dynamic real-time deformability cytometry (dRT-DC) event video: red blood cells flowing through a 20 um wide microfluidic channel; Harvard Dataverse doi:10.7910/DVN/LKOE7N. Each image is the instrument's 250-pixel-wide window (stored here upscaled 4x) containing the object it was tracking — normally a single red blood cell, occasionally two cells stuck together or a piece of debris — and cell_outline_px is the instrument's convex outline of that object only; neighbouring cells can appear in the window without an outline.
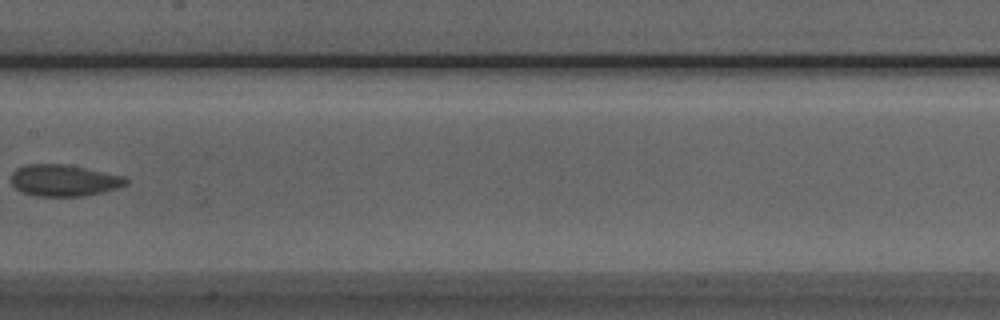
{"species": "Egyptian fruit bat (a non-hibernating species)", "species_latin": "Rousettus aegyptiacus", "temperature_condition": "room temperature", "stored_images_in_passage": 8, "camera_frame_rate_fps": 3000, "um_per_image_px": 0.085, "animal": {"sex": "male"}, "frame": {"image": 1, "passage_image": 6, "time_ms": 7.0, "image_size_px": [1000, 320], "cell_outline_px": [[128, 184], [116, 188], [84, 196], [36, 196], [20, 192], [12, 184], [12, 172], [16, 168], [24, 164], [68, 164], [124, 176], [128, 180]], "centroid_in_image_um": [5.41, 15.32], "position_along_channel_um": 202.0, "area_um2": 21.21}}
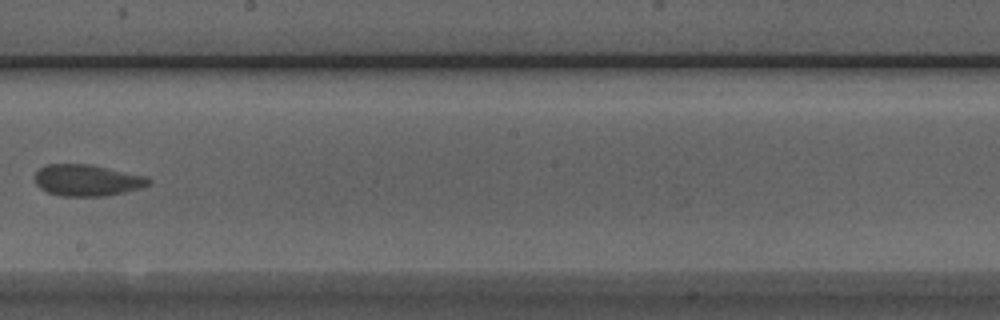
{"frame": {"image": 2, "passage_image": 7, "time_ms": 8.0, "image_size_px": [1000, 320], "cell_outline_px": [[152, 184], [140, 188], [124, 192], [104, 196], [60, 196], [48, 192], [40, 188], [36, 184], [36, 172], [40, 168], [48, 164], [92, 164], [148, 176], [152, 180]], "centroid_in_image_um": [7.46, 15.32], "position_along_channel_um": 240.7, "area_um2": 21.04}}
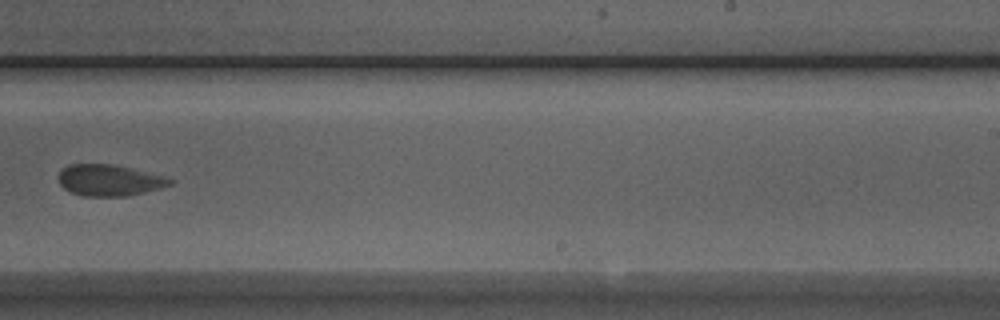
{"frame": {"image": 3, "passage_image": 8, "time_ms": 9.0, "image_size_px": [1000, 320], "cell_outline_px": [[176, 180], [172, 184], [160, 188], [128, 196], [84, 196], [72, 192], [64, 188], [60, 184], [60, 172], [68, 164], [112, 164], [132, 168], [164, 176]], "centroid_in_image_um": [9.33, 15.32], "position_along_channel_um": 279.7, "area_um2": 20.23}}